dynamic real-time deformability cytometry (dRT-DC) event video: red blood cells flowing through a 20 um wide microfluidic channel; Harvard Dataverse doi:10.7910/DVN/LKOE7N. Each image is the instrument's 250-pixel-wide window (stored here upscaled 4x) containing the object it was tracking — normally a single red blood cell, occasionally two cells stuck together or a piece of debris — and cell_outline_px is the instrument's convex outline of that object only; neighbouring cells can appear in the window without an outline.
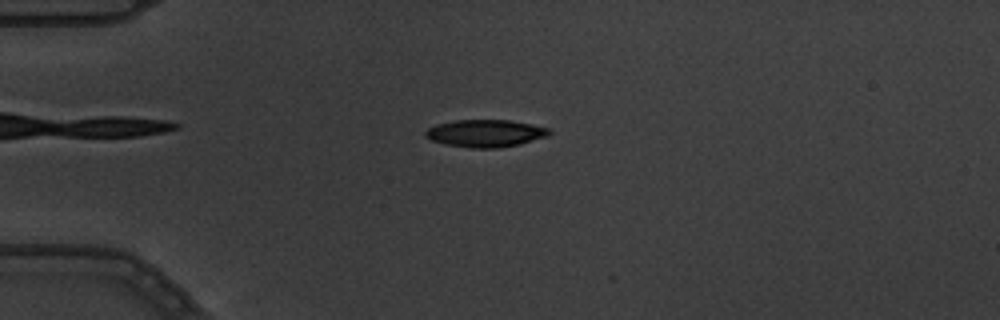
{"species": "common noctule bat (a hibernating species)", "species_latin": "Nyctalus noctula", "temperature_condition": "warm", "stored_images_in_passage": 3, "camera_frame_rate_fps": 3000, "um_per_image_px": 0.085, "animal": {"sex": "male", "body_mass_g": 19.5, "forearm_length_mm": 54.6}, "frame": {"image": 1, "passage_image": 2, "time_ms": 0.333, "image_size_px": [1000, 320], "cell_outline_px": [[552, 132], [548, 136], [520, 144], [496, 148], [472, 148], [444, 144], [432, 140], [424, 136], [424, 132], [428, 128], [436, 124], [456, 120], [508, 120], [532, 124], [548, 128]], "centroid_in_image_um": [41.25, 11.33], "position_along_channel_um": 43.7, "area_um2": 19.77}}